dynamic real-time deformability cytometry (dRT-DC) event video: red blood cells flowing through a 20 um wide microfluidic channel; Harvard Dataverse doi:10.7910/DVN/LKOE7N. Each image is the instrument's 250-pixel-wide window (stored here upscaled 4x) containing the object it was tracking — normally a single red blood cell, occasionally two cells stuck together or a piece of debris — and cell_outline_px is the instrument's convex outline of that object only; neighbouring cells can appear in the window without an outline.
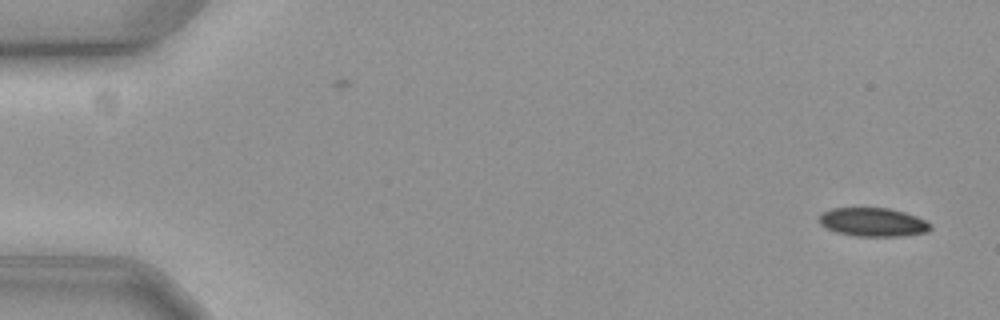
{"species": "common noctule bat (a hibernating species)", "species_latin": "Nyctalus noctula", "temperature_condition": "cold", "stored_images_in_passage": 58, "camera_frame_rate_fps": 3000, "um_per_image_px": 0.085, "animal": {"sex": "female", "body_mass_g": 19.3, "forearm_length_mm": 54.1}, "frame": {"image": 1, "passage_image": 1, "time_ms": 0.0, "image_size_px": [1000, 320], "cell_outline_px": [[932, 228], [928, 232], [900, 236], [856, 236], [836, 232], [820, 224], [820, 216], [824, 212], [832, 208], [888, 208], [904, 212], [916, 216], [932, 224]], "centroid_in_image_um": [74.24, 18.88], "position_along_channel_um": 10.8, "area_um2": 18.44}}
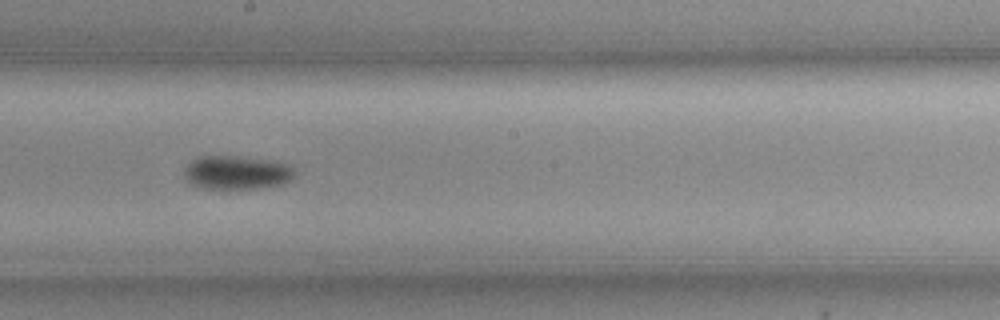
{"frame": {"image": 2, "passage_image": 32, "time_ms": 10.333, "image_size_px": [1000, 320], "cell_outline_px": [[292, 176], [284, 184], [256, 188], [200, 188], [192, 184], [188, 180], [184, 172], [184, 168], [192, 160], [200, 156], [240, 156], [288, 164], [292, 168]], "centroid_in_image_um": [20.07, 14.66], "position_along_channel_um": 228.1, "area_um2": 21.21}}
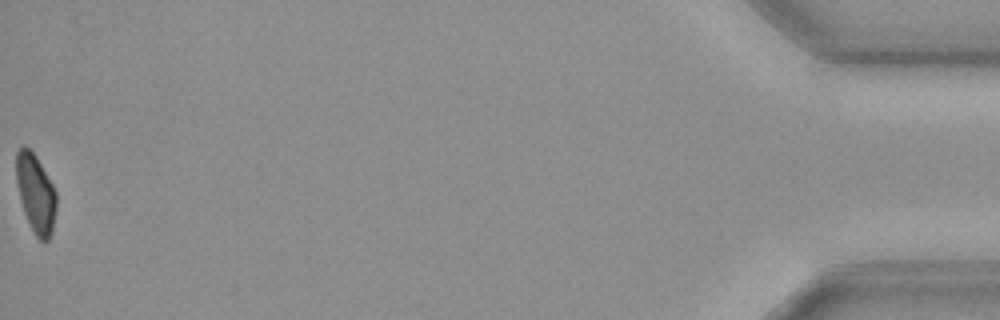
{"frame": {"image": 3, "passage_image": 58, "time_ms": 19.0, "image_size_px": [1000, 320], "cell_outline_px": [[56, 208], [52, 232], [48, 240], [40, 240], [36, 236], [24, 212], [20, 200], [16, 180], [16, 152], [20, 148], [28, 148], [36, 156], [52, 184], [56, 192]], "centroid_in_image_um": [3.03, 16.45], "position_along_channel_um": 432.2, "area_um2": 18.03}, "authors_computed_cell_mechanics": {"area_um2": 20.1722, "velocity_mm_per_s": 3.5627, "shape_relaxation_time_tau1_ms": 7.7837, "shape_relaxation_time_tau2_ms": null, "deformation_change_tau1": 0.1354, "deformation_change_tau2": null}}